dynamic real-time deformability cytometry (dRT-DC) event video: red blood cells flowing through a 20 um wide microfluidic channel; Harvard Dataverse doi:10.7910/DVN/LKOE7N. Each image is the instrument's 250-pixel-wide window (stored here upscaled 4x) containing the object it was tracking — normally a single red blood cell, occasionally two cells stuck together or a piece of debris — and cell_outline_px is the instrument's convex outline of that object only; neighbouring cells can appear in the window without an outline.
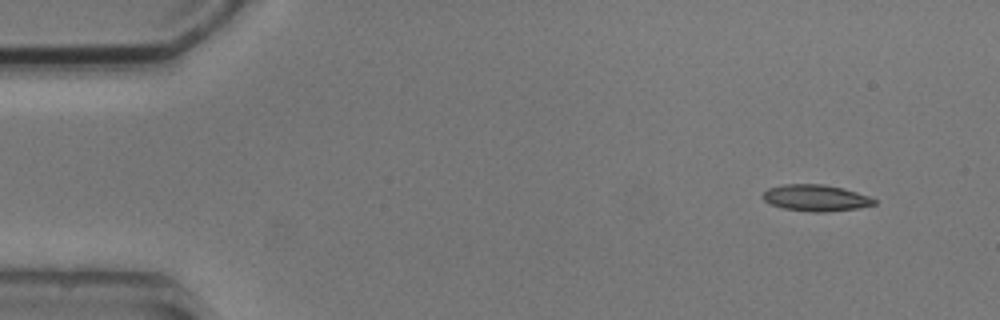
{"species": "common noctule bat (a hibernating species)", "species_latin": "Nyctalus noctula", "temperature_condition": "cold", "stored_images_in_passage": 4, "camera_frame_rate_fps": 3000, "um_per_image_px": 0.085, "animal": {"sex": "male", "body_mass_g": 20.5, "forearm_length_mm": 52.5}, "frame": {"image": 1, "passage_image": 1, "time_ms": 0.0, "image_size_px": [1000, 320], "cell_outline_px": [[876, 204], [856, 208], [828, 212], [808, 212], [784, 208], [772, 204], [764, 200], [760, 196], [768, 188], [784, 184], [824, 184], [844, 188], [868, 196], [876, 200]], "centroid_in_image_um": [69.32, 16.82], "position_along_channel_um": 15.7, "area_um2": 17.17}}
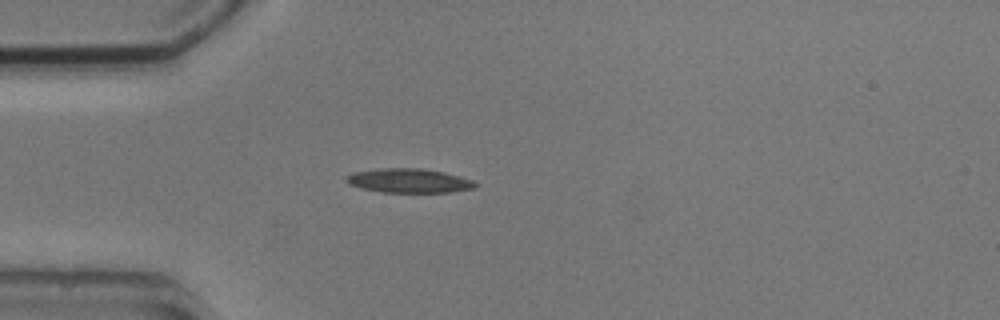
{"frame": {"image": 2, "passage_image": 4, "time_ms": 3.333, "image_size_px": [1000, 320], "cell_outline_px": [[480, 184], [476, 188], [448, 192], [384, 192], [360, 188], [348, 184], [344, 180], [344, 176], [352, 172], [380, 168], [420, 168], [444, 172], [460, 176], [472, 180]], "centroid_in_image_um": [34.73, 15.35], "position_along_channel_um": 50.3, "area_um2": 18.38}}